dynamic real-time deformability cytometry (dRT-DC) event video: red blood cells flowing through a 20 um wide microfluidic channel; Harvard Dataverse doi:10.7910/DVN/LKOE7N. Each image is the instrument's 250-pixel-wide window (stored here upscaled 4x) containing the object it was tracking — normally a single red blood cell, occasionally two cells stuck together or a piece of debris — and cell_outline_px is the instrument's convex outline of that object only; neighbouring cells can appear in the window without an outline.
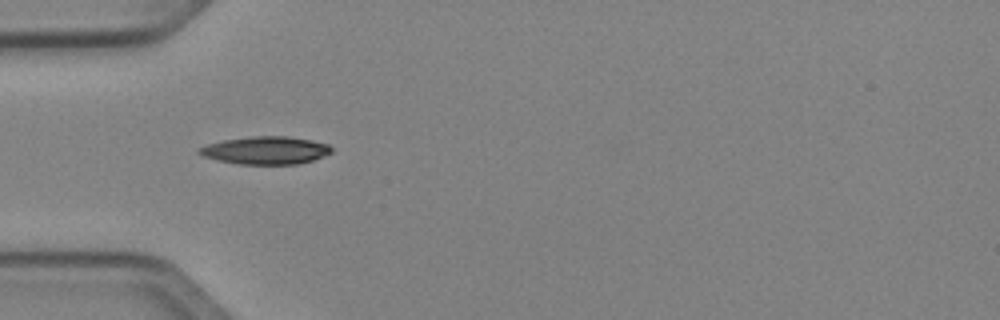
{"species": "Egyptian fruit bat (a non-hibernating species)", "species_latin": "Rousettus aegyptiacus", "temperature_condition": "cold", "stored_images_in_passage": 28, "camera_frame_rate_fps": 3000, "um_per_image_px": 0.085, "animal": {"sex": "female"}, "frame": {"image": 1, "passage_image": 1, "time_ms": 0.0, "image_size_px": [1000, 320], "cell_outline_px": [[332, 152], [324, 156], [312, 160], [296, 164], [240, 164], [216, 160], [204, 156], [196, 152], [196, 148], [208, 144], [224, 140], [252, 136], [288, 136], [312, 140], [328, 144], [332, 148]], "centroid_in_image_um": [22.57, 12.77], "position_along_channel_um": 62.4, "area_um2": 21.44}}
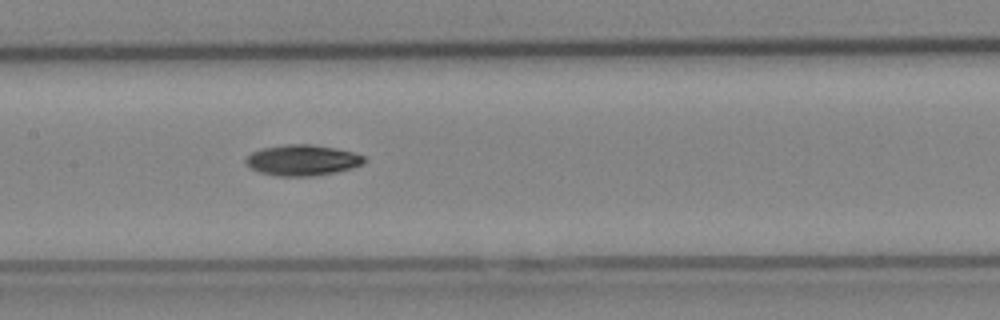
{"frame": {"image": 2, "passage_image": 10, "time_ms": 3.0, "image_size_px": [1000, 320], "cell_outline_px": [[368, 160], [364, 164], [352, 168], [336, 172], [312, 176], [276, 176], [260, 172], [244, 164], [244, 160], [252, 152], [260, 148], [288, 144], [312, 144], [336, 148], [352, 152], [364, 156]], "centroid_in_image_um": [25.71, 13.61], "position_along_channel_um": 181.7, "area_um2": 21.44}}
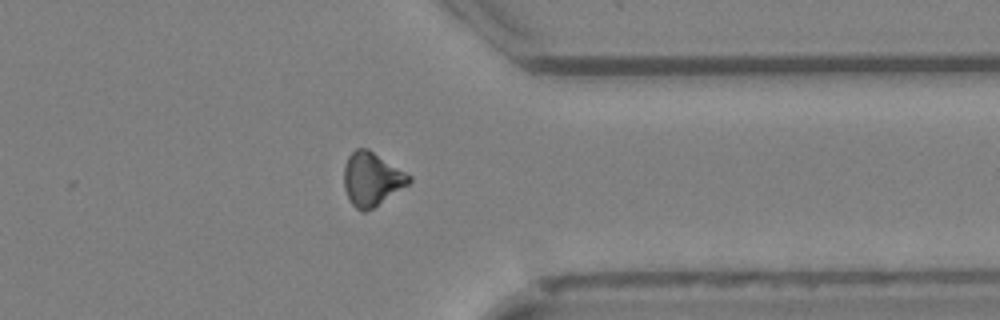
{"frame": {"image": 3, "passage_image": 25, "time_ms": 8.0, "image_size_px": [1000, 320], "cell_outline_px": [[412, 180], [408, 184], [372, 208], [364, 212], [356, 208], [348, 200], [344, 188], [344, 164], [348, 156], [356, 148], [368, 148], [412, 176]], "centroid_in_image_um": [31.57, 15.2], "position_along_channel_um": 379.8, "area_um2": 20.17}, "authors_computed_cell_mechanics": {"area_um2": 20.1722, "velocity_mm_per_s": 4.0642, "shape_relaxation_time_tau1_ms": 5.5468, "shape_relaxation_time_tau2_ms": null, "deformation_change_tau1": 0.1457, "deformation_change_tau2": null}}